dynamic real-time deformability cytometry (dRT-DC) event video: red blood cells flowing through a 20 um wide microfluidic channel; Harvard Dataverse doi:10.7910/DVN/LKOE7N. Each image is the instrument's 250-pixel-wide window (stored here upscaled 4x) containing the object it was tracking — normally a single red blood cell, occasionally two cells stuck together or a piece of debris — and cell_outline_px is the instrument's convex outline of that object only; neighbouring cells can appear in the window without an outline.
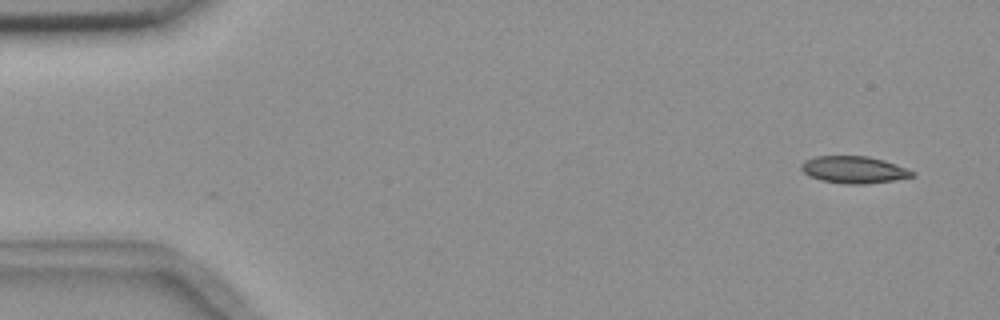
{"species": "common noctule bat (a hibernating species)", "species_latin": "Nyctalus noctula", "temperature_condition": "room temperature", "stored_images_in_passage": 3, "camera_frame_rate_fps": 3000, "um_per_image_px": 0.085, "animal": {"sex": "female", "body_mass_g": 18.4}, "frame": {"image": 1, "passage_image": 3, "time_ms": 2.333, "image_size_px": [1000, 320], "cell_outline_px": [[916, 176], [896, 180], [864, 184], [844, 184], [820, 180], [804, 172], [800, 168], [800, 164], [804, 160], [816, 156], [868, 156], [884, 160], [896, 164], [916, 172]], "centroid_in_image_um": [72.61, 14.42], "position_along_channel_um": 12.4, "area_um2": 17.63}}